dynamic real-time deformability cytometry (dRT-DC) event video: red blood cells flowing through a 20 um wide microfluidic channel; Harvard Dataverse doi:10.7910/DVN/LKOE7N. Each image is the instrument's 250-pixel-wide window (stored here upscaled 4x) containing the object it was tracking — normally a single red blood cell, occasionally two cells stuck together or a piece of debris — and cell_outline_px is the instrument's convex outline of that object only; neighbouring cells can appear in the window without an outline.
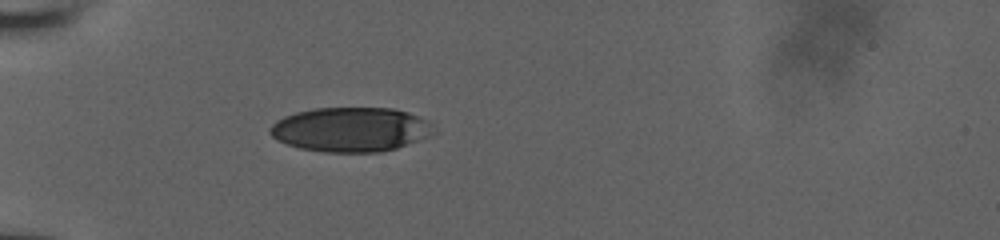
{"species": "human", "species_latin": "Homo sapiens", "temperature_condition": "room temperature", "stored_images_in_passage": 8, "camera_frame_rate_fps": 3000, "um_per_image_px": 0.085, "donor": {"sex": "male"}, "frame": {"image": 1, "passage_image": 1, "time_ms": 0.0, "image_size_px": [1000, 240], "cell_outline_px": [[428, 124], [424, 136], [396, 148], [380, 152], [324, 152], [300, 148], [276, 140], [268, 132], [268, 128], [276, 120], [284, 116], [296, 112], [316, 108], [392, 108], [408, 112], [428, 120]], "centroid_in_image_um": [29.66, 11.0], "position_along_channel_um": 55.3, "area_um2": 41.62}}
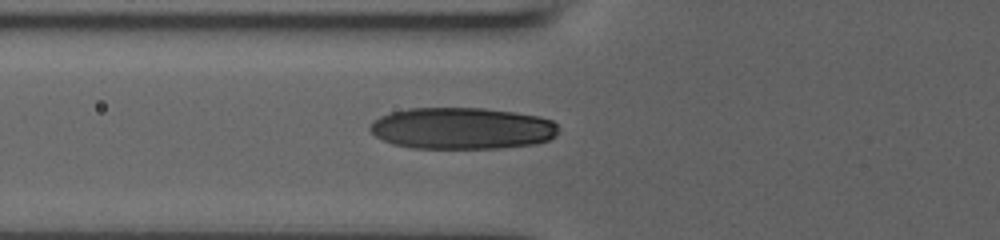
{"frame": {"image": 2, "passage_image": 4, "time_ms": 1.333, "image_size_px": [1000, 240], "cell_outline_px": [[556, 136], [548, 140], [536, 144], [500, 148], [412, 148], [392, 144], [376, 136], [368, 128], [372, 120], [380, 116], [392, 112], [408, 108], [484, 108], [540, 116], [552, 120], [556, 124]], "centroid_in_image_um": [39.25, 10.91], "position_along_channel_um": 86.5, "area_um2": 45.89}}
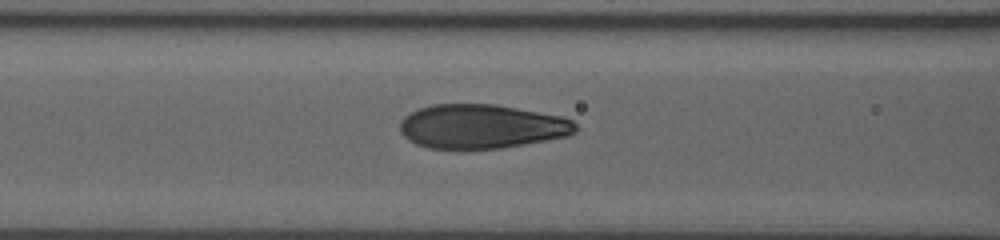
{"frame": {"image": 3, "passage_image": 7, "time_ms": 2.333, "image_size_px": [1000, 240], "cell_outline_px": [[576, 132], [568, 136], [504, 148], [428, 148], [416, 144], [408, 140], [400, 132], [400, 120], [404, 116], [416, 108], [432, 104], [492, 104], [516, 108], [560, 116], [572, 120], [576, 124]], "centroid_in_image_um": [40.89, 10.74], "position_along_channel_um": 125.7, "area_um2": 45.2}}